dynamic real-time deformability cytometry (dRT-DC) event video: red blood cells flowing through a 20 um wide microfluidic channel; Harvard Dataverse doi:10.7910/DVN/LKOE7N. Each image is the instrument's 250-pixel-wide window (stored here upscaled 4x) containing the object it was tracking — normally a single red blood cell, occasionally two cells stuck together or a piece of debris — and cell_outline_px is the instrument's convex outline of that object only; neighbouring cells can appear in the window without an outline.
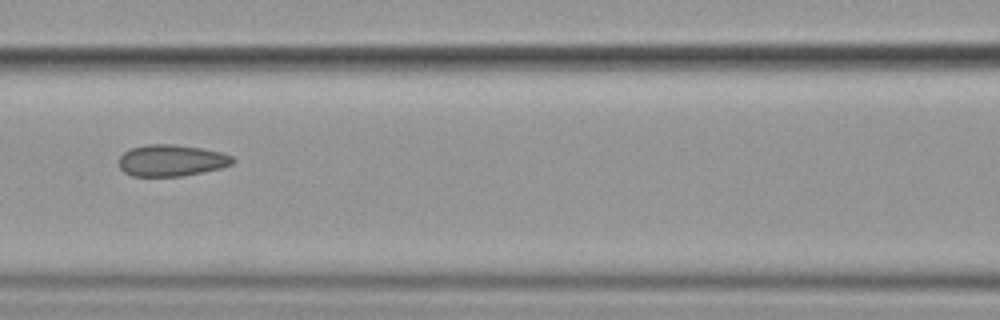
{"species": "common noctule bat (a hibernating species)", "species_latin": "Nyctalus noctula", "temperature_condition": "cold", "stored_images_in_passage": 15, "camera_frame_rate_fps": 3000, "um_per_image_px": 0.085, "animal": {"sex": "female", "body_mass_g": 19.9}, "frame": {"image": 1, "passage_image": 7, "time_ms": 8.333, "image_size_px": [1000, 320], "cell_outline_px": [[236, 160], [232, 164], [220, 168], [180, 176], [132, 176], [124, 172], [120, 168], [120, 156], [124, 152], [132, 148], [148, 144], [172, 144], [200, 148], [220, 152], [232, 156]], "centroid_in_image_um": [14.57, 13.64], "position_along_channel_um": 152.0, "area_um2": 20.69}}
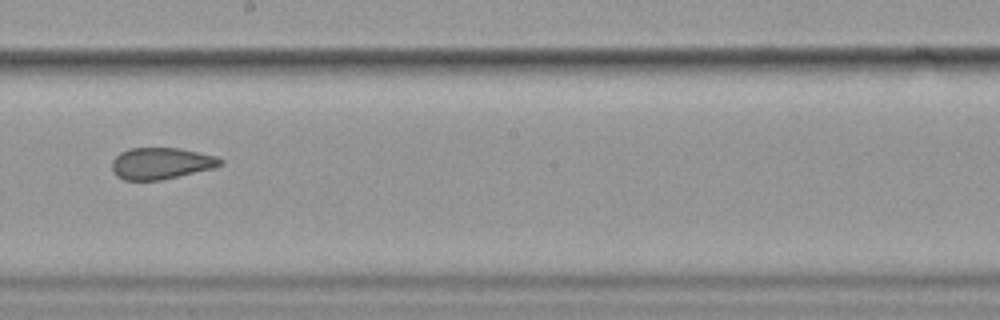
{"frame": {"image": 2, "passage_image": 9, "time_ms": 10.667, "image_size_px": [1000, 320], "cell_outline_px": [[224, 164], [212, 168], [160, 180], [124, 180], [116, 176], [112, 168], [112, 160], [120, 152], [128, 148], [180, 148], [216, 156], [224, 160]], "centroid_in_image_um": [13.68, 13.88], "position_along_channel_um": 234.5, "area_um2": 19.88}}
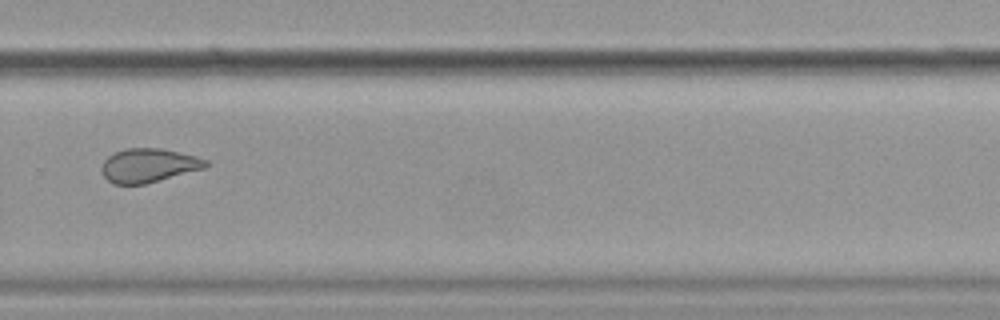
{"frame": {"image": 3, "passage_image": 11, "time_ms": 13.0, "image_size_px": [1000, 320], "cell_outline_px": [[208, 164], [204, 168], [144, 184], [112, 184], [104, 176], [100, 168], [104, 160], [108, 156], [116, 152], [128, 148], [160, 148], [180, 152], [196, 156], [208, 160]], "centroid_in_image_um": [12.61, 14.05], "position_along_channel_um": 317.2, "area_um2": 20.4}}